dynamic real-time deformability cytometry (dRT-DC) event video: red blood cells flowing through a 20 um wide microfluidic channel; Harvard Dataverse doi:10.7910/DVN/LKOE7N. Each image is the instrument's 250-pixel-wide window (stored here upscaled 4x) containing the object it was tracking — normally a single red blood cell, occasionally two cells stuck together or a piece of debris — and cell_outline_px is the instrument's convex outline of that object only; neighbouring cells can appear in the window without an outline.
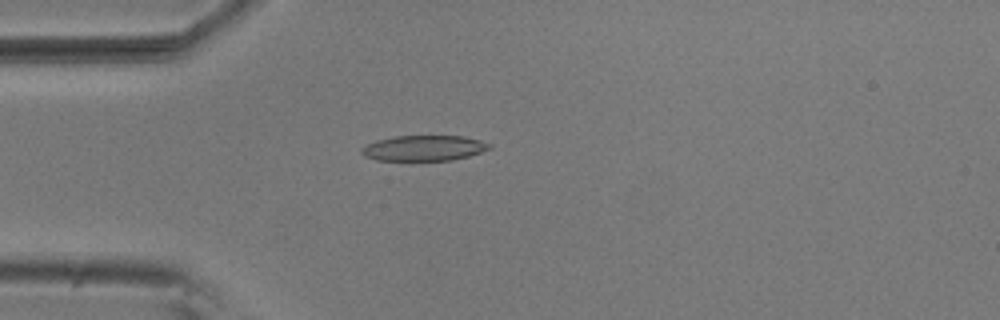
{"species": "common noctule bat (a hibernating species)", "species_latin": "Nyctalus noctula", "temperature_condition": "room temperature", "stored_images_in_passage": 4, "camera_frame_rate_fps": 3000, "um_per_image_px": 0.085, "animal": {"sex": "male", "body_mass_g": 20.5, "forearm_length_mm": 52.5}, "frame": {"image": 1, "passage_image": 4, "time_ms": 1.0, "image_size_px": [1000, 320], "cell_outline_px": [[492, 148], [468, 156], [452, 160], [376, 160], [364, 156], [360, 152], [360, 148], [376, 140], [392, 136], [464, 136], [480, 140], [492, 144]], "centroid_in_image_um": [36.02, 12.58], "position_along_channel_um": 49.0, "area_um2": 19.02}}